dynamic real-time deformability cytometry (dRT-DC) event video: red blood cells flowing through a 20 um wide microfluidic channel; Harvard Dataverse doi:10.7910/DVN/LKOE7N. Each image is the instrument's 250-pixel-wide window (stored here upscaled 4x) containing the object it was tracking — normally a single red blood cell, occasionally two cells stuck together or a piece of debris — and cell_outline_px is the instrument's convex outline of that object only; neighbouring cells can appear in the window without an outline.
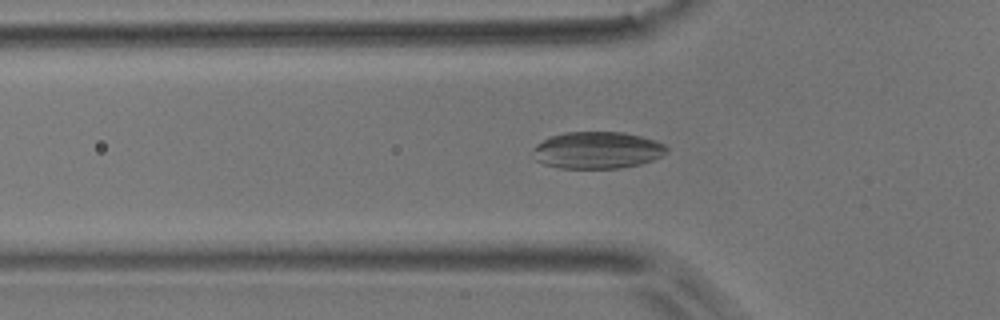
{"species": "common noctule bat (a hibernating species)", "species_latin": "Nyctalus noctula", "temperature_condition": "room temperature", "stored_images_in_passage": 49, "camera_frame_rate_fps": 3000, "um_per_image_px": 0.085, "animal": {"sex": "male", "body_mass_g": 17.9}, "frame": {"image": 1, "passage_image": 14, "time_ms": 4.333, "image_size_px": [1000, 320], "cell_outline_px": [[668, 152], [652, 160], [640, 164], [620, 168], [560, 168], [544, 164], [536, 160], [532, 148], [536, 144], [548, 136], [564, 132], [624, 132], [656, 140], [664, 144], [668, 148]], "centroid_in_image_um": [50.75, 12.75], "position_along_channel_um": 75.0, "area_um2": 28.96}}
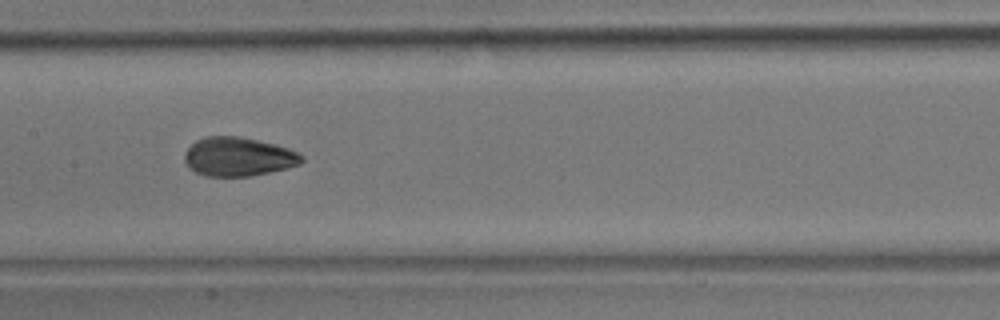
{"frame": {"image": 2, "passage_image": 23, "time_ms": 7.333, "image_size_px": [1000, 320], "cell_outline_px": [[304, 160], [300, 164], [288, 168], [248, 176], [204, 176], [188, 168], [184, 160], [184, 152], [196, 140], [204, 136], [240, 136], [276, 144], [288, 148], [304, 156]], "centroid_in_image_um": [20.24, 13.31], "position_along_channel_um": 187.2, "area_um2": 26.7}}
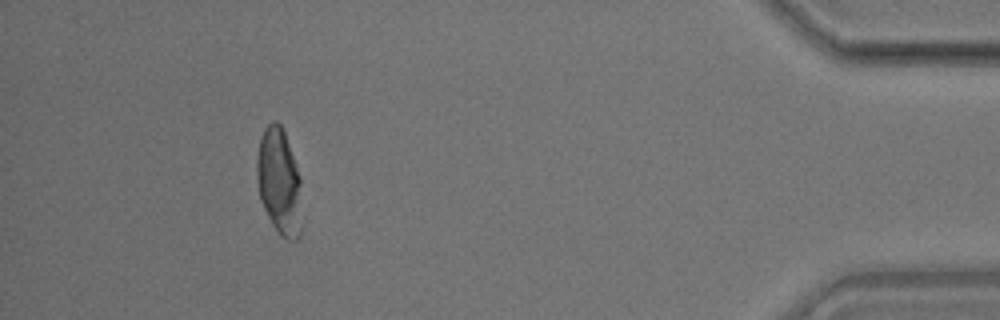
{"frame": {"image": 3, "passage_image": 46, "time_ms": 15.0, "image_size_px": [1000, 320], "cell_outline_px": [[300, 236], [296, 240], [288, 240], [280, 236], [272, 224], [260, 200], [256, 176], [256, 156], [260, 136], [264, 128], [272, 120], [276, 120], [280, 124], [284, 132], [300, 176]], "centroid_in_image_um": [23.7, 15.43], "position_along_channel_um": 411.5, "area_um2": 27.92}, "authors_computed_cell_mechanics": {"area_um2": 27.3394, "velocity_mm_per_s": 3.6965, "shape_relaxation_time_tau1_ms": 2.9049, "shape_relaxation_time_tau2_ms": 1.726, "deformation_change_tau1": 0.085, "deformation_change_tau2": 0.049}}